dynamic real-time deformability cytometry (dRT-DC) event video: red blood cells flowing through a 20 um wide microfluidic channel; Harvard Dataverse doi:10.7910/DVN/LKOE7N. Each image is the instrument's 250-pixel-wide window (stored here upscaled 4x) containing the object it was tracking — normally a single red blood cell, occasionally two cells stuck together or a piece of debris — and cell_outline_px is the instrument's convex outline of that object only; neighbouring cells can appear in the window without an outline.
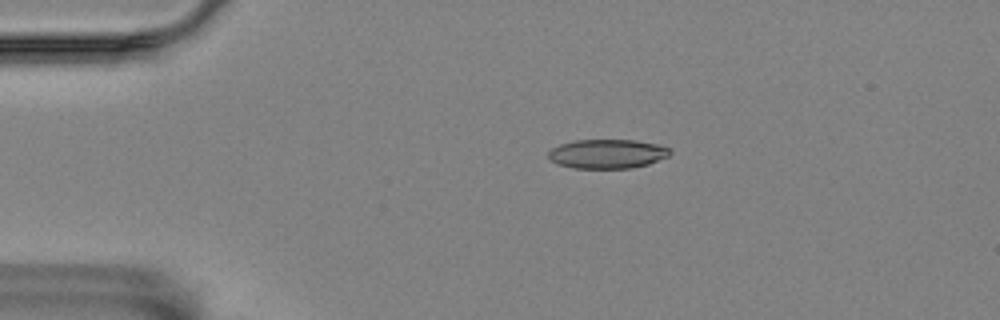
{"species": "Egyptian fruit bat (a non-hibernating species)", "species_latin": "Rousettus aegyptiacus", "temperature_condition": "room temperature", "stored_images_in_passage": 46, "camera_frame_rate_fps": 3000, "um_per_image_px": 0.085, "animal": {"sex": "female"}, "frame": {"image": 1, "passage_image": 1, "time_ms": 0.0, "image_size_px": [1000, 320], "cell_outline_px": [[672, 152], [668, 156], [648, 164], [632, 168], [572, 168], [556, 164], [548, 156], [548, 152], [552, 148], [560, 144], [576, 140], [636, 140], [660, 144], [668, 148]], "centroid_in_image_um": [51.62, 13.07], "position_along_channel_um": 33.4, "area_um2": 20.75}}
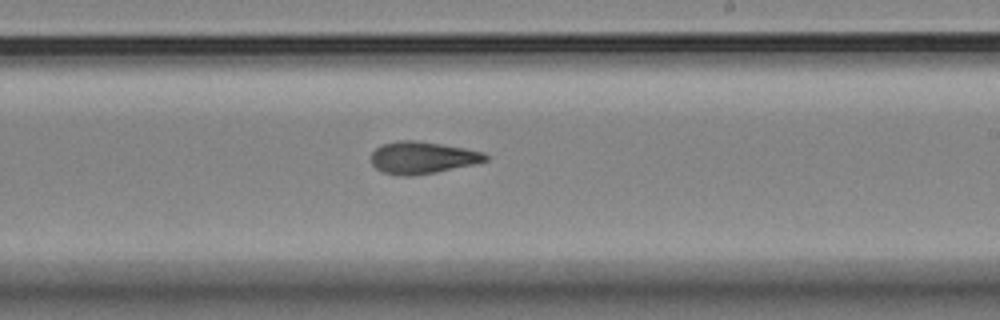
{"frame": {"image": 2, "passage_image": 23, "time_ms": 7.333, "image_size_px": [1000, 320], "cell_outline_px": [[488, 160], [476, 164], [436, 172], [412, 176], [400, 176], [384, 172], [376, 168], [372, 164], [372, 152], [380, 144], [400, 140], [420, 140], [464, 148], [484, 152], [488, 156]], "centroid_in_image_um": [35.91, 13.39], "position_along_channel_um": 253.1, "area_um2": 21.56}}
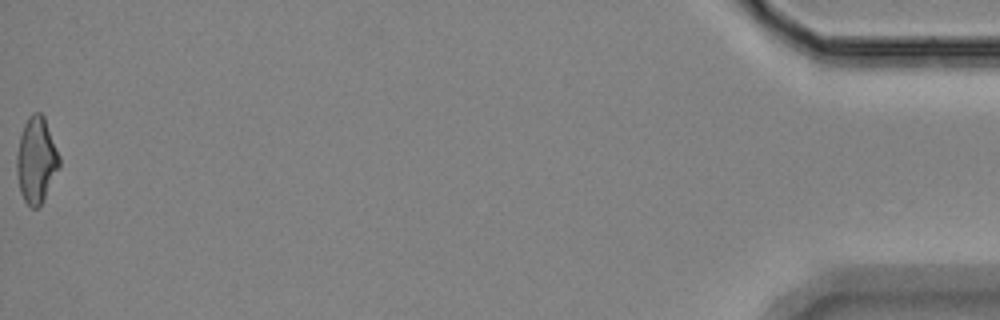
{"frame": {"image": 3, "passage_image": 46, "time_ms": 15.0, "image_size_px": [1000, 320], "cell_outline_px": [[60, 164], [40, 204], [36, 208], [32, 208], [24, 200], [20, 192], [16, 172], [16, 156], [20, 136], [24, 124], [28, 116], [32, 112], [40, 112], [44, 116], [60, 156]], "centroid_in_image_um": [3.06, 13.56], "position_along_channel_um": 432.1, "area_um2": 21.04}, "authors_computed_cell_mechanics": {"area_um2": 21.3282, "velocity_mm_per_s": 3.5758, "shape_relaxation_time_tau1_ms": 8.3616, "shape_relaxation_time_tau2_ms": 5.1346, "deformation_change_tau1": 0.1841, "deformation_change_tau2": 0.1441}}